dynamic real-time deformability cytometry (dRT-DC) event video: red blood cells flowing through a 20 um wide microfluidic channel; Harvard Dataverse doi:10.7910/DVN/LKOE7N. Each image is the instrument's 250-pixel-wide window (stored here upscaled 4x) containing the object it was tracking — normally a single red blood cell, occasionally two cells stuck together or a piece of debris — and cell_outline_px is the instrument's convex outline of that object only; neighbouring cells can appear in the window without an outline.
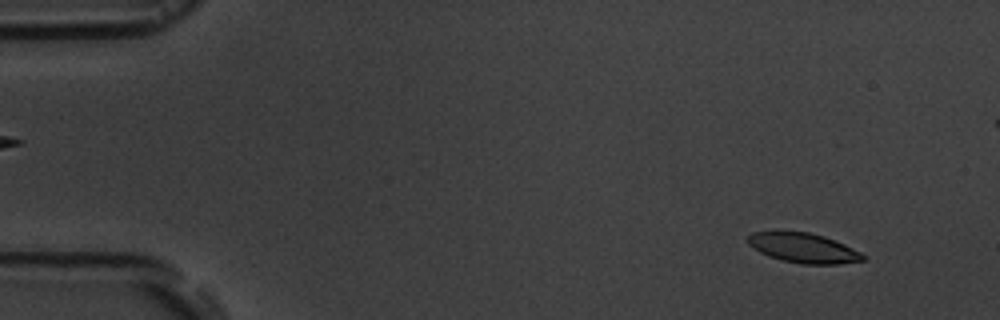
{"species": "common noctule bat (a hibernating species)", "species_latin": "Nyctalus noctula", "temperature_condition": "room temperature", "stored_images_in_passage": 6, "camera_frame_rate_fps": 3000, "um_per_image_px": 0.085, "animal": {"sex": "male", "body_mass_g": 19.5, "forearm_length_mm": 54.6}, "frame": {"image": 1, "passage_image": 1, "time_ms": 0.0, "image_size_px": [1000, 320], "cell_outline_px": [[864, 260], [836, 264], [800, 264], [768, 256], [760, 252], [748, 244], [748, 236], [752, 232], [776, 228], [808, 232], [824, 236], [844, 244], [860, 252], [864, 256]], "centroid_in_image_um": [68.2, 21.02], "position_along_channel_um": 16.8, "area_um2": 20.4}}
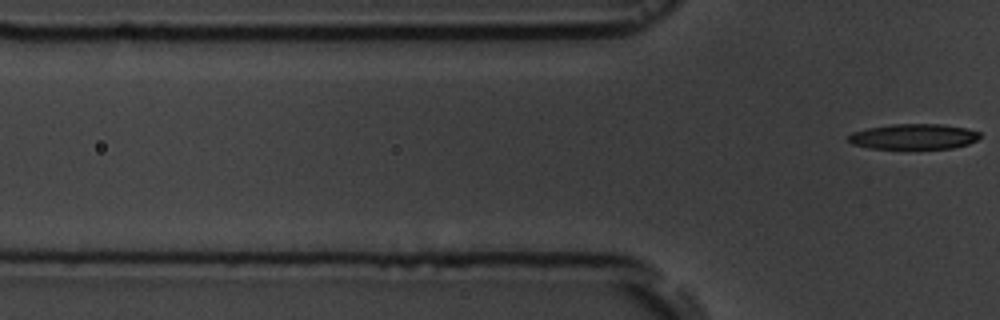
{"frame": {"image": 2, "passage_image": 6, "time_ms": 7.0, "image_size_px": [1000, 320], "cell_outline_px": [[980, 136], [976, 140], [968, 144], [952, 148], [868, 148], [852, 144], [848, 140], [848, 136], [852, 132], [868, 128], [892, 124], [940, 124], [968, 128], [980, 132]], "centroid_in_image_um": [77.67, 11.6], "position_along_channel_um": 48.1, "area_um2": 19.36}}